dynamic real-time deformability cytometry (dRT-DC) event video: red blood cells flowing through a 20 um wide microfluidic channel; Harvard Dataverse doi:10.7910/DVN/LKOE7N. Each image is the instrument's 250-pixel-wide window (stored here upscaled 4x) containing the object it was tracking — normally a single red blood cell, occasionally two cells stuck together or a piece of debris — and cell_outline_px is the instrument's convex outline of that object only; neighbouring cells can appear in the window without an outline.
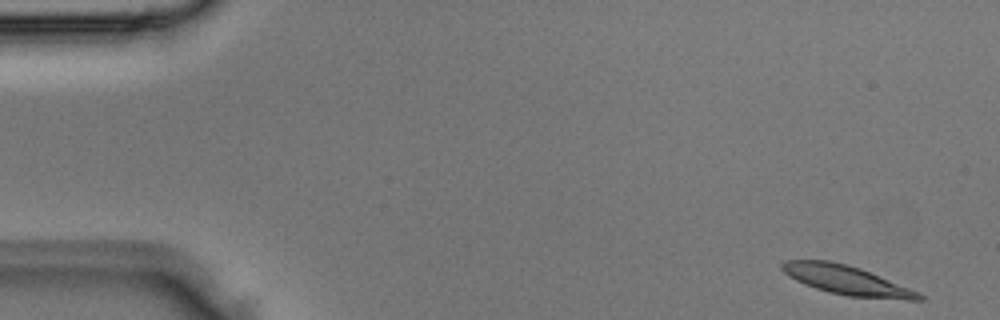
{"species": "Egyptian fruit bat (a non-hibernating species)", "species_latin": "Rousettus aegyptiacus", "temperature_condition": "room temperature", "stored_images_in_passage": 6, "segment_of_instrument_passage": [1, 2], "camera_frame_rate_fps": 3000, "um_per_image_px": 0.085, "animal": {"sex": "male"}, "frame": {"image": 1, "passage_image": 1, "time_ms": 0.0, "image_size_px": [1000, 320], "cell_outline_px": [[924, 300], [908, 300], [848, 296], [828, 292], [804, 284], [788, 276], [780, 268], [780, 264], [784, 260], [828, 260], [848, 264], [860, 268], [920, 292], [924, 296]], "centroid_in_image_um": [71.96, 23.81], "position_along_channel_um": 13.0, "area_um2": 23.35}}
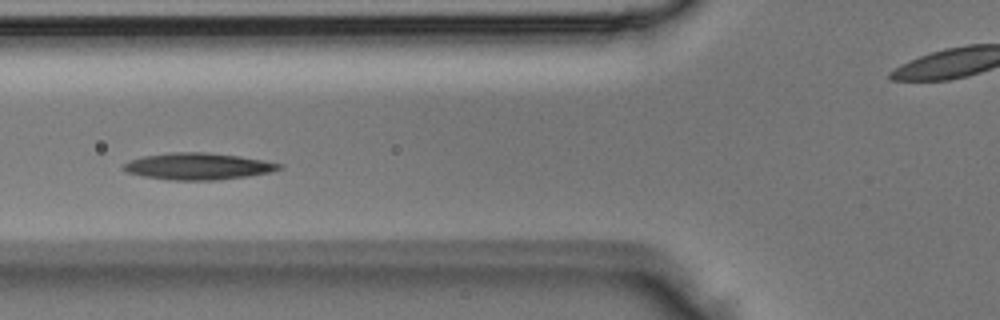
{"frame": {"image": 2, "passage_image": 5, "time_ms": 1.333, "image_size_px": [1000, 320], "cell_outline_px": [[284, 168], [272, 172], [248, 176], [216, 180], [172, 180], [144, 176], [124, 172], [120, 168], [124, 164], [132, 160], [144, 156], [172, 152], [208, 152], [240, 156], [284, 164]], "centroid_in_image_um": [16.86, 14.13], "position_along_channel_um": 108.9, "area_um2": 24.33}}